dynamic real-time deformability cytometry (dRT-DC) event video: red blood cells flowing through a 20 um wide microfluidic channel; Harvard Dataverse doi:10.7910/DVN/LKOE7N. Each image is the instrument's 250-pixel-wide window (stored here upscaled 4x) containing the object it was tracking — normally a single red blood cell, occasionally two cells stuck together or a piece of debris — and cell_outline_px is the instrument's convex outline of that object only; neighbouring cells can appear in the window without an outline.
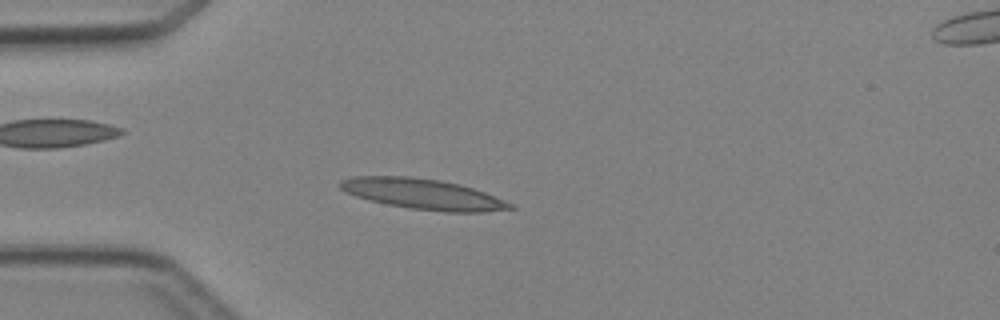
{"species": "Egyptian fruit bat (a non-hibernating species)", "species_latin": "Rousettus aegyptiacus", "temperature_condition": "cold", "stored_images_in_passage": 2, "camera_frame_rate_fps": 3000, "um_per_image_px": 0.085, "animal": {"sex": "female"}, "frame": {"image": 1, "passage_image": 2, "time_ms": 1.333, "image_size_px": [1000, 320], "cell_outline_px": [[516, 208], [484, 212], [448, 212], [412, 208], [388, 204], [368, 200], [356, 196], [340, 188], [340, 180], [352, 176], [412, 176], [440, 180], [460, 184], [484, 192], [516, 204]], "centroid_in_image_um": [35.99, 16.49], "position_along_channel_um": 49.0, "area_um2": 30.17}}